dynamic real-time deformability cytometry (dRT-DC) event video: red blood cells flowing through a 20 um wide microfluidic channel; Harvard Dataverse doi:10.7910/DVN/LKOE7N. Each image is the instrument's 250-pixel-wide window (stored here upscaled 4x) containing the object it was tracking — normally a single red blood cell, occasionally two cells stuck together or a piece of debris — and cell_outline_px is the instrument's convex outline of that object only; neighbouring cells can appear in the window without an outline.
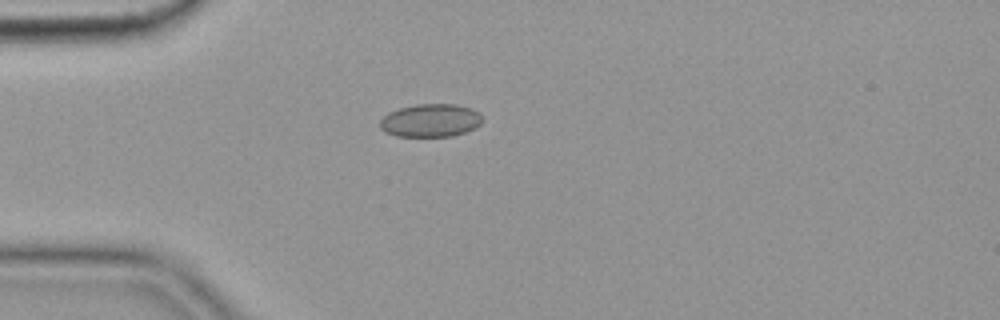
{"species": "common noctule bat (a hibernating species)", "species_latin": "Nyctalus noctula", "temperature_condition": "cold", "stored_images_in_passage": 42, "camera_frame_rate_fps": 3000, "um_per_image_px": 0.085, "animal": {"sex": "female", "body_mass_g": 19.9}, "frame": {"image": 1, "passage_image": 1, "time_ms": 0.0, "image_size_px": [1000, 320], "cell_outline_px": [[484, 120], [476, 128], [452, 136], [396, 136], [384, 132], [380, 128], [380, 120], [388, 112], [400, 108], [416, 104], [456, 104], [472, 108], [480, 112], [484, 116]], "centroid_in_image_um": [36.63, 10.23], "position_along_channel_um": 48.4, "area_um2": 20.0}}
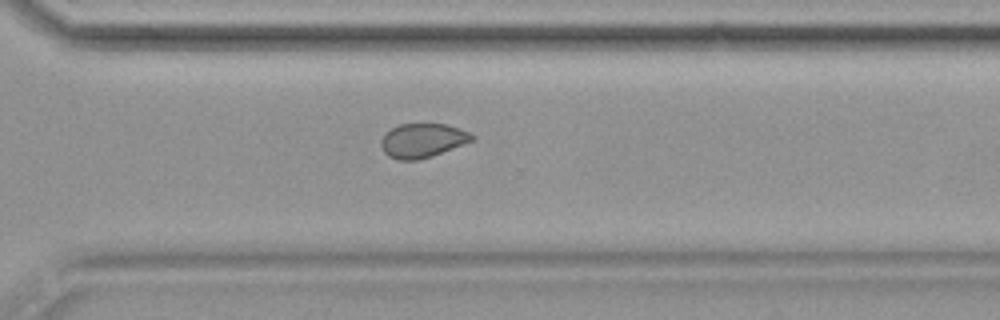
{"frame": {"image": 2, "passage_image": 26, "time_ms": 8.333, "image_size_px": [1000, 320], "cell_outline_px": [[476, 140], [416, 160], [396, 160], [388, 156], [384, 152], [380, 144], [380, 140], [392, 128], [400, 124], [444, 124], [460, 128], [476, 136]], "centroid_in_image_um": [35.92, 11.93], "position_along_channel_um": 334.7, "area_um2": 17.86}}
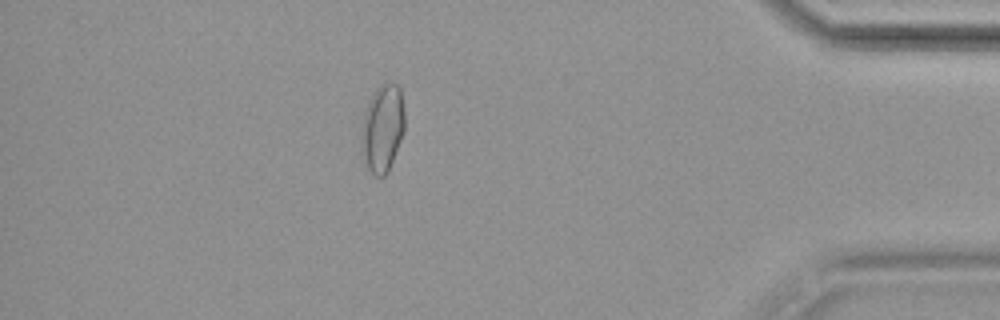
{"frame": {"image": 3, "passage_image": 35, "time_ms": 11.333, "image_size_px": [1000, 320], "cell_outline_px": [[404, 132], [388, 172], [384, 176], [376, 176], [368, 168], [360, 144], [364, 112], [376, 88], [380, 84], [396, 84], [400, 88], [404, 112]], "centroid_in_image_um": [32.52, 10.9], "position_along_channel_um": 402.7, "area_um2": 21.79}, "authors_computed_cell_mechanics": {"area_um2": 18.6983, "velocity_mm_per_s": 3.6117, "shape_relaxation_time_tau1_ms": null, "shape_relaxation_time_tau2_ms": 2.0683, "deformation_change_tau1": null, "deformation_change_tau2": 0.041}}